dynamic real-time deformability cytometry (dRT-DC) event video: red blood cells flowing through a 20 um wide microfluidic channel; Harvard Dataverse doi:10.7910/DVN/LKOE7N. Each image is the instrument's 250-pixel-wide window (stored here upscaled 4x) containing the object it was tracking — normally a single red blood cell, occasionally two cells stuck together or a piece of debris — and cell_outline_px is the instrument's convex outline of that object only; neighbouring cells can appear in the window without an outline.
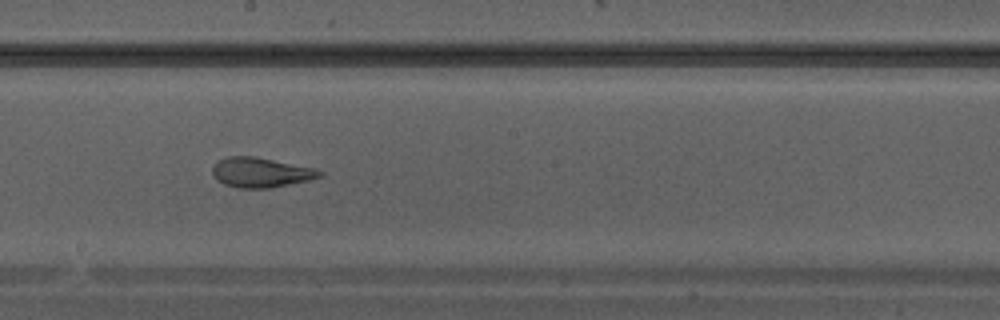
{"species": "Egyptian fruit bat (a non-hibernating species)", "species_latin": "Rousettus aegyptiacus", "temperature_condition": "warm", "stored_images_in_passage": 27, "camera_frame_rate_fps": 3000, "um_per_image_px": 0.085, "animal": {"sex": "male"}, "frame": {"image": 1, "passage_image": 12, "time_ms": 3.667, "image_size_px": [1000, 320], "cell_outline_px": [[324, 176], [308, 180], [268, 188], [240, 188], [224, 184], [216, 180], [212, 176], [212, 168], [220, 160], [228, 156], [252, 156], [316, 168], [324, 172]], "centroid_in_image_um": [22.17, 14.66], "position_along_channel_um": 226.0, "area_um2": 18.55}}